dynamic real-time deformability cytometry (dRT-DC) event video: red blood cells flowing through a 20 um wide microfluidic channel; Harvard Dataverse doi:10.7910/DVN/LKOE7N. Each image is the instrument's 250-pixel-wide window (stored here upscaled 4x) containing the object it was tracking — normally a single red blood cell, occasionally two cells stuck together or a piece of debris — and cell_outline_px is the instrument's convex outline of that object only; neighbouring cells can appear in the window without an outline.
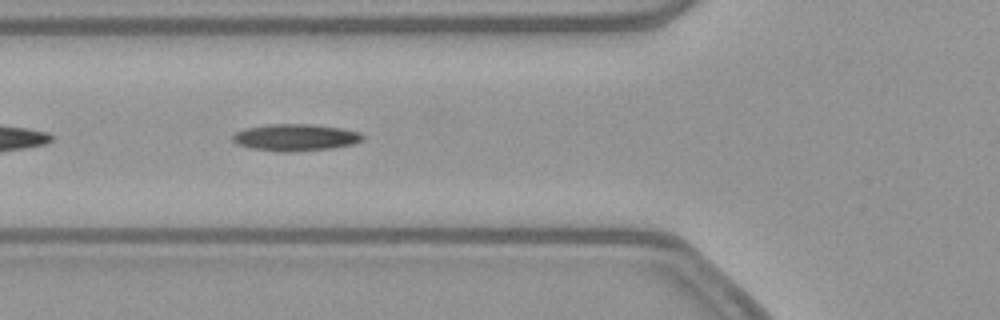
{"species": "common noctule bat (a hibernating species)", "species_latin": "Nyctalus noctula", "temperature_condition": "warm", "stored_images_in_passage": 39, "camera_frame_rate_fps": 3000, "um_per_image_px": 0.085, "animal": {"sex": "female", "body_mass_g": 21.9}, "frame": {"image": 1, "passage_image": 5, "time_ms": 1.333, "image_size_px": [1000, 320], "cell_outline_px": [[364, 140], [356, 144], [332, 148], [288, 152], [280, 152], [252, 148], [236, 144], [232, 140], [232, 136], [236, 132], [244, 128], [268, 124], [312, 124], [340, 128], [360, 132], [364, 136]], "centroid_in_image_um": [25.13, 11.68], "position_along_channel_um": 100.7, "area_um2": 20.52}}
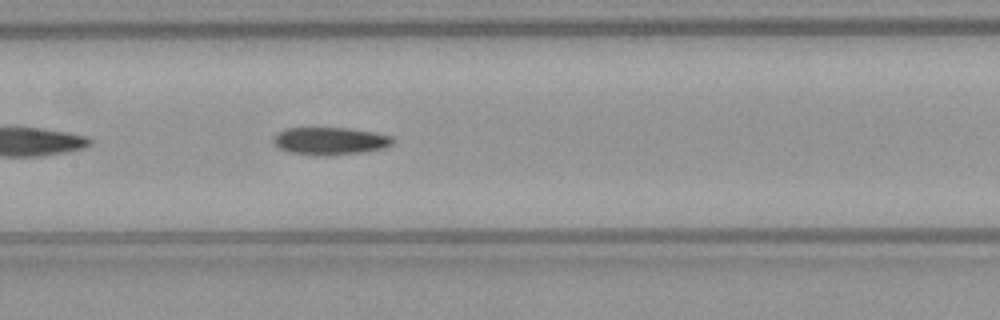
{"frame": {"image": 2, "passage_image": 11, "time_ms": 3.333, "image_size_px": [1000, 320], "cell_outline_px": [[396, 140], [392, 144], [384, 148], [368, 152], [332, 156], [320, 156], [288, 152], [280, 148], [272, 140], [276, 132], [284, 128], [348, 128], [376, 132], [392, 136]], "centroid_in_image_um": [28.1, 11.99], "position_along_channel_um": 179.3, "area_um2": 19.65}}
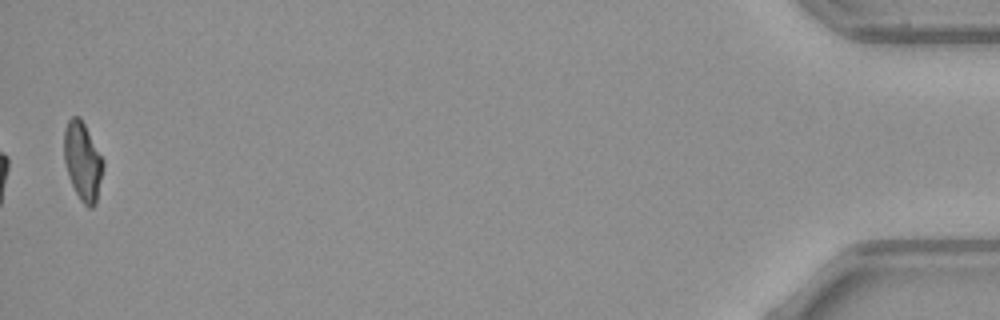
{"frame": {"image": 3, "passage_image": 38, "time_ms": 12.333, "image_size_px": [1000, 320], "cell_outline_px": [[104, 168], [96, 204], [92, 208], [88, 208], [80, 200], [68, 176], [64, 160], [64, 128], [68, 120], [72, 116], [80, 116], [104, 160]], "centroid_in_image_um": [7.03, 13.71], "position_along_channel_um": 428.2, "area_um2": 18.03}}